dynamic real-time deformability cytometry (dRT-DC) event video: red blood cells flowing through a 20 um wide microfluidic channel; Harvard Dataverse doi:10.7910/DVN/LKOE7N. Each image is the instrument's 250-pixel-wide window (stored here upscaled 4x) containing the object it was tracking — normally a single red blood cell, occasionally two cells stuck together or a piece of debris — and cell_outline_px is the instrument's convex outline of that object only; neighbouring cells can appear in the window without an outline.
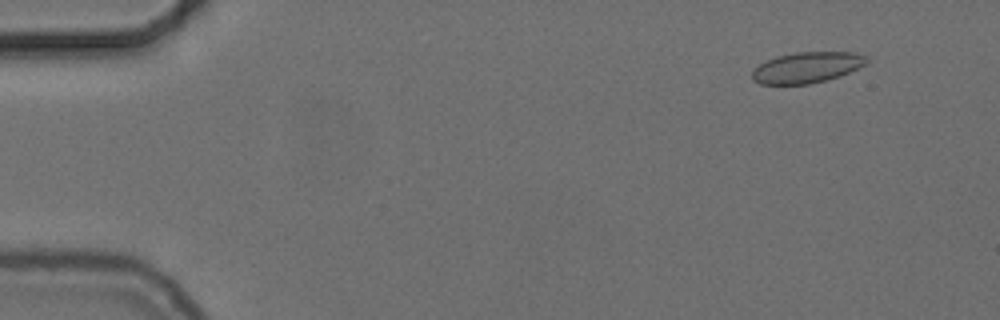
{"species": "common noctule bat (a hibernating species)", "species_latin": "Nyctalus noctula", "temperature_condition": "cold", "stored_images_in_passage": 20, "camera_frame_rate_fps": 3000, "um_per_image_px": 0.085, "animal": {"sex": "female", "body_mass_g": 24.6, "forearm_length_mm": 56.2}, "frame": {"image": 1, "passage_image": 5, "time_ms": 1.333, "image_size_px": [1000, 320], "cell_outline_px": [[868, 60], [864, 64], [840, 76], [808, 84], [760, 84], [752, 80], [752, 72], [760, 64], [776, 56], [796, 52], [856, 52], [868, 56]], "centroid_in_image_um": [68.58, 5.73], "position_along_channel_um": 16.4, "area_um2": 20.4}}
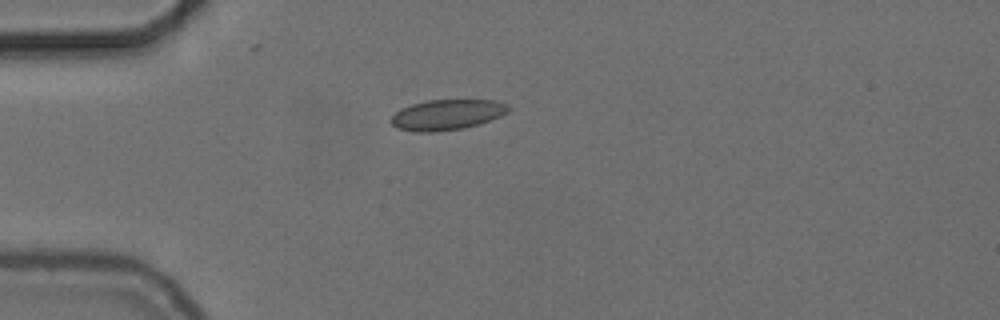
{"frame": {"image": 2, "passage_image": 15, "time_ms": 4.667, "image_size_px": [1000, 320], "cell_outline_px": [[512, 108], [508, 112], [500, 116], [480, 124], [464, 128], [436, 132], [416, 132], [396, 128], [388, 120], [400, 108], [412, 104], [428, 100], [496, 100], [508, 104]], "centroid_in_image_um": [38.0, 9.75], "position_along_channel_um": 47.0, "area_um2": 21.1}}
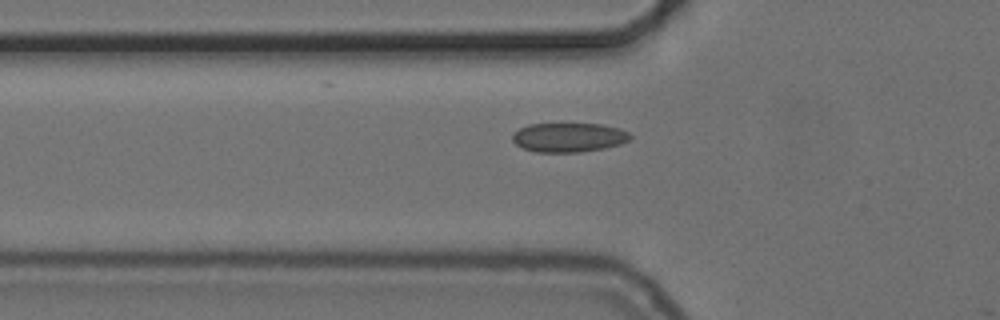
{"frame": {"image": 3, "passage_image": 19, "time_ms": 6.0, "image_size_px": [1000, 320], "cell_outline_px": [[632, 136], [628, 140], [620, 144], [604, 148], [580, 152], [536, 152], [524, 148], [516, 144], [512, 140], [512, 136], [520, 128], [528, 124], [600, 124], [620, 128], [628, 132]], "centroid_in_image_um": [48.35, 11.68], "position_along_channel_um": 77.4, "area_um2": 19.94}}